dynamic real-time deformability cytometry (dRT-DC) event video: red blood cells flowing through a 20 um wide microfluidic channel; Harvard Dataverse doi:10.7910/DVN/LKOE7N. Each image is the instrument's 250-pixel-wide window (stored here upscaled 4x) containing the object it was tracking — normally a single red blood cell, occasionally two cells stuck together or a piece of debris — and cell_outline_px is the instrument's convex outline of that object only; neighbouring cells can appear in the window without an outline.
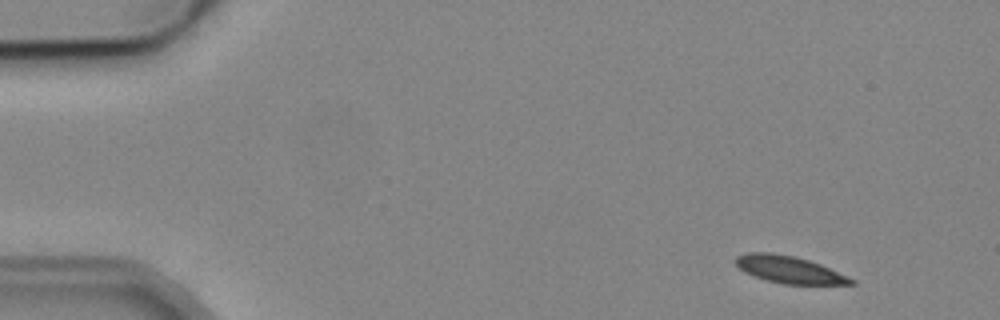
{"species": "common noctule bat (a hibernating species)", "species_latin": "Nyctalus noctula", "temperature_condition": "cold", "stored_images_in_passage": 4, "camera_frame_rate_fps": 3000, "um_per_image_px": 0.085, "animal": {"sex": "male", "body_mass_g": 19.2, "forearm_length_mm": 51.8}, "frame": {"image": 1, "passage_image": 1, "time_ms": 0.0, "image_size_px": [1000, 320], "cell_outline_px": [[856, 284], [784, 284], [768, 280], [744, 272], [736, 264], [736, 256], [748, 252], [772, 252], [792, 256], [808, 260], [820, 264], [856, 280]], "centroid_in_image_um": [67.08, 22.91], "position_along_channel_um": 17.9, "area_um2": 17.98}}